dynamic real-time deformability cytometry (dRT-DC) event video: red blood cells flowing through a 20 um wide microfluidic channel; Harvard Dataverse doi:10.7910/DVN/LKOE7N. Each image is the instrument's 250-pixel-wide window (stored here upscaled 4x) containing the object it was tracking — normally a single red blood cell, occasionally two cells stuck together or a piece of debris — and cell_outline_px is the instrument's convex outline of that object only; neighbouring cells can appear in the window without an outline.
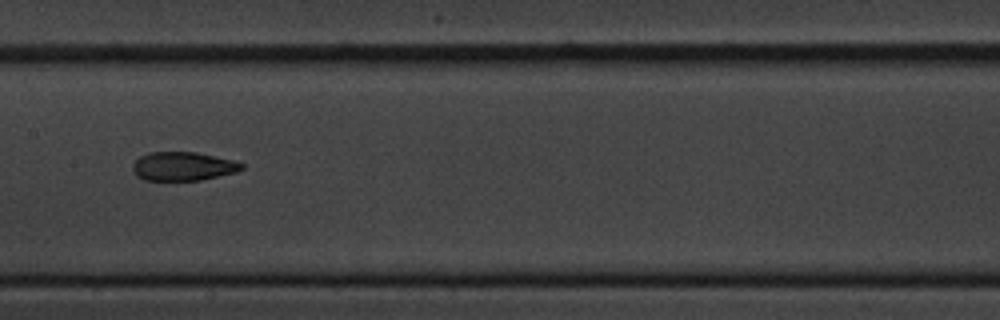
{"species": "common noctule bat (a hibernating species)", "species_latin": "Nyctalus noctula", "temperature_condition": "cold", "stored_images_in_passage": 9, "camera_frame_rate_fps": 3000, "um_per_image_px": 0.085, "animal": {"sex": "male", "body_mass_g": 20.1, "forearm_length_mm": 53.5}, "frame": {"image": 1, "passage_image": 6, "time_ms": 1.667, "image_size_px": [1000, 320], "cell_outline_px": [[244, 168], [236, 172], [200, 180], [144, 180], [136, 176], [132, 172], [132, 164], [140, 156], [148, 152], [196, 152], [236, 160], [244, 164]], "centroid_in_image_um": [15.55, 14.13], "position_along_channel_um": 191.8, "area_um2": 18.44}}
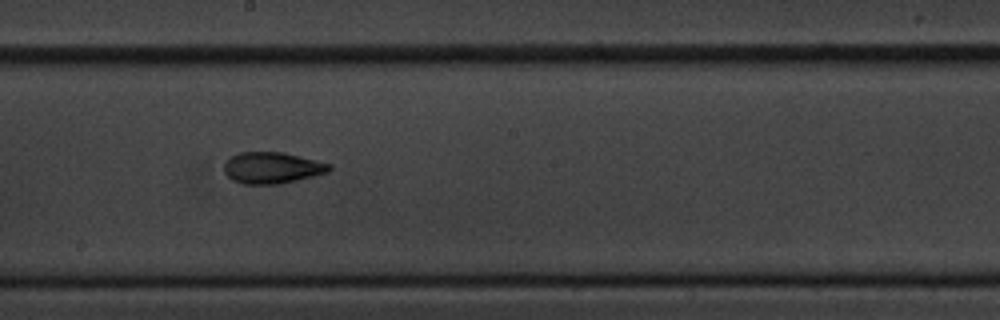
{"frame": {"image": 2, "passage_image": 7, "time_ms": 2.0, "image_size_px": [1000, 320], "cell_outline_px": [[332, 168], [328, 172], [280, 184], [244, 184], [232, 180], [224, 172], [224, 164], [232, 156], [240, 152], [284, 152], [332, 164]], "centroid_in_image_um": [23.14, 14.26], "position_along_channel_um": 225.1, "area_um2": 19.19}}
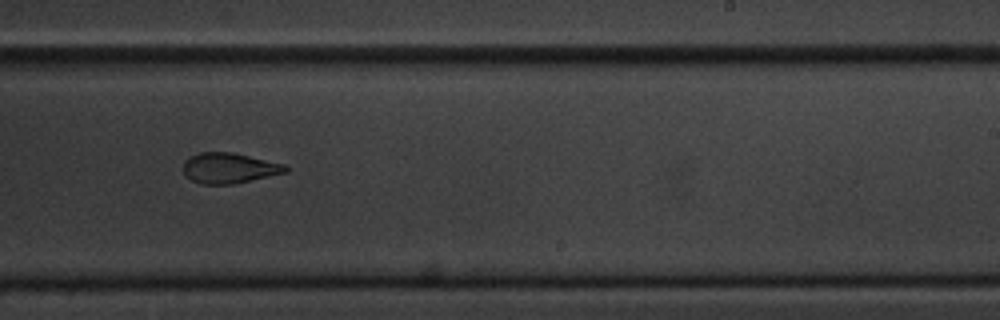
{"frame": {"image": 3, "passage_image": 8, "time_ms": 2.333, "image_size_px": [1000, 320], "cell_outline_px": [[288, 172], [232, 184], [200, 184], [192, 180], [184, 172], [184, 160], [200, 152], [232, 152], [284, 164], [288, 168]], "centroid_in_image_um": [19.48, 14.28], "position_along_channel_um": 269.5, "area_um2": 17.92}}